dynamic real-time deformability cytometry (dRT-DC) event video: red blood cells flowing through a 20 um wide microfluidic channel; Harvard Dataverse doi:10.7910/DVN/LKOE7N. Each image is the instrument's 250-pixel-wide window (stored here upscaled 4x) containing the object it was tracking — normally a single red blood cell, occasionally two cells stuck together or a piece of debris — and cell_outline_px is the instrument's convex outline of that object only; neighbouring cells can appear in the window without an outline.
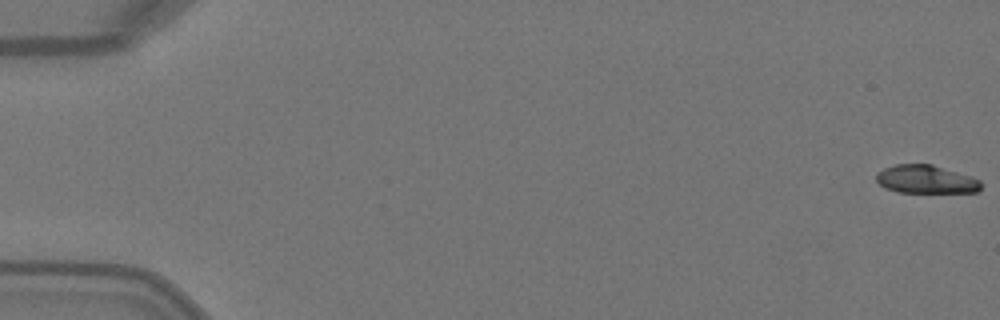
{"species": "Egyptian fruit bat (a non-hibernating species)", "species_latin": "Rousettus aegyptiacus", "temperature_condition": "warm", "stored_images_in_passage": 51, "camera_frame_rate_fps": 3000, "um_per_image_px": 0.085, "animal": {"sex": "female"}, "frame": {"image": 1, "passage_image": 1, "time_ms": 0.0, "image_size_px": [1000, 320], "cell_outline_px": [[980, 188], [976, 192], [896, 192], [884, 188], [876, 180], [876, 172], [884, 168], [896, 164], [932, 164], [972, 176], [980, 180]], "centroid_in_image_um": [78.67, 15.24], "position_along_channel_um": 6.3, "area_um2": 17.28}}
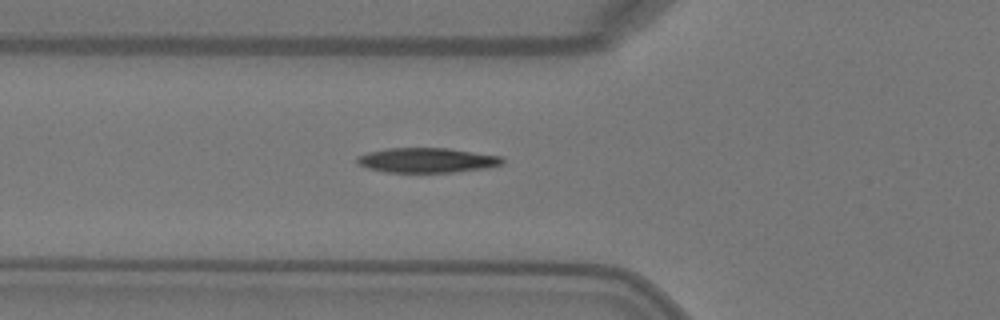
{"frame": {"image": 2, "passage_image": 19, "time_ms": 6.0, "image_size_px": [1000, 320], "cell_outline_px": [[504, 164], [484, 168], [452, 172], [388, 172], [368, 168], [356, 164], [356, 156], [368, 152], [388, 148], [448, 148], [500, 156], [504, 160]], "centroid_in_image_um": [36.25, 13.61], "position_along_channel_um": 89.5, "area_um2": 20.92}}
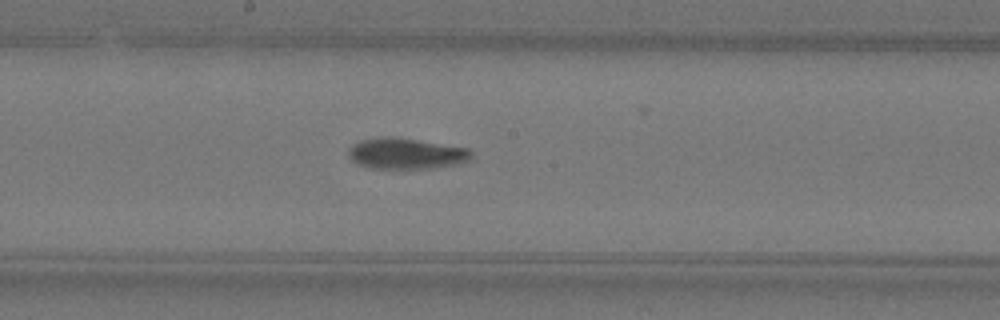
{"frame": {"image": 3, "passage_image": 28, "time_ms": 9.0, "image_size_px": [1000, 320], "cell_outline_px": [[472, 156], [468, 160], [460, 164], [432, 168], [372, 168], [356, 164], [348, 156], [348, 148], [352, 144], [360, 140], [384, 136], [392, 136], [468, 148], [472, 152]], "centroid_in_image_um": [34.49, 13.05], "position_along_channel_um": 213.7, "area_um2": 22.25}, "authors_computed_cell_mechanics": {"area_um2": 20.4612, "velocity_mm_per_s": 4.1104, "shape_relaxation_time_tau1_ms": 4.9267, "shape_relaxation_time_tau2_ms": 4.2239, "deformation_change_tau1": 0.2138, "deformation_change_tau2": 0.0908}}